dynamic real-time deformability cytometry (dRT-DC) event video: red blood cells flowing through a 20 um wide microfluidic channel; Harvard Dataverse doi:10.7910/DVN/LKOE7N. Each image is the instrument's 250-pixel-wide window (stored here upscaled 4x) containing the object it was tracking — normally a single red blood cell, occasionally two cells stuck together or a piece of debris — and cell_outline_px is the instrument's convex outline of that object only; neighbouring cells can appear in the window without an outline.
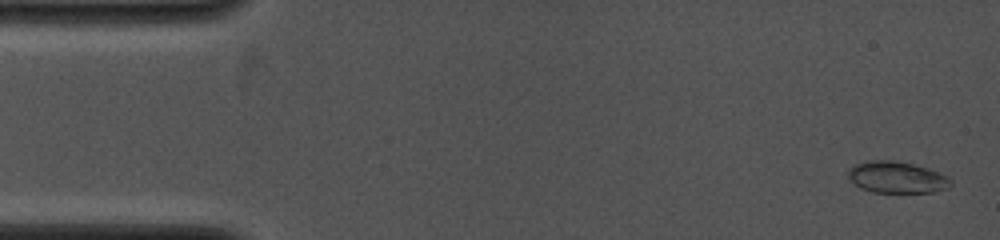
{"species": "common noctule bat (a hibernating species)", "species_latin": "Nyctalus noctula", "temperature_condition": "cold", "stored_images_in_passage": 18, "camera_frame_rate_fps": 4000, "um_per_image_px": 0.085, "animal": {"sex": "female", "body_mass_g": 19.0, "forearm_length_mm": 53.3}, "frame": {"image": 1, "passage_image": 1, "time_ms": 0.0, "image_size_px": [1000, 240], "cell_outline_px": [[952, 184], [948, 188], [936, 192], [872, 192], [860, 188], [852, 184], [848, 176], [848, 168], [852, 164], [868, 160], [892, 160], [912, 164], [928, 168], [948, 176], [952, 180]], "centroid_in_image_um": [76.2, 15.07], "position_along_channel_um": 8.8, "area_um2": 19.19}}
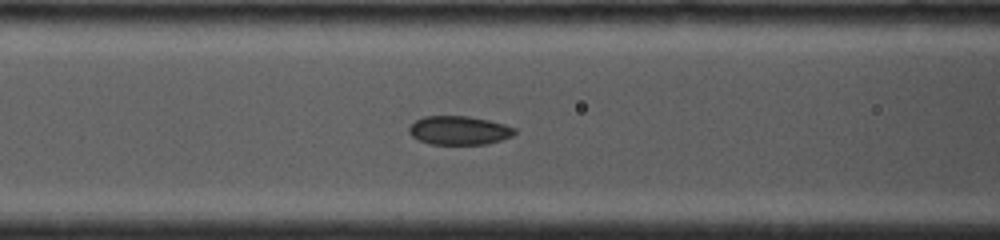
{"frame": {"image": 2, "passage_image": 15, "time_ms": 5.5, "image_size_px": [1000, 240], "cell_outline_px": [[516, 132], [512, 136], [500, 140], [484, 144], [428, 144], [412, 136], [408, 132], [408, 128], [416, 120], [424, 116], [468, 116], [488, 120], [504, 124], [516, 128]], "centroid_in_image_um": [39.01, 11.08], "position_along_channel_um": 127.6, "area_um2": 17.63}}
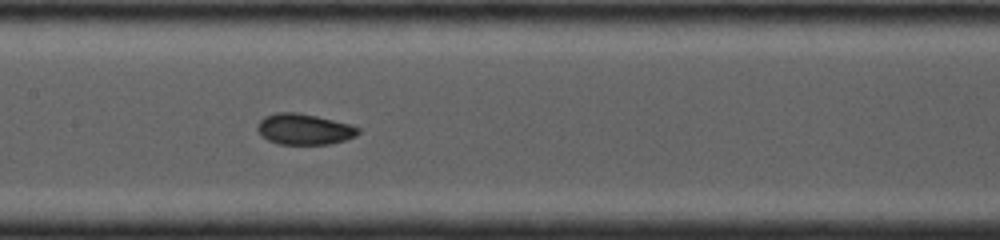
{"frame": {"image": 3, "passage_image": 18, "time_ms": 6.75, "image_size_px": [1000, 240], "cell_outline_px": [[360, 132], [356, 136], [344, 140], [328, 144], [280, 144], [268, 140], [260, 136], [256, 128], [256, 124], [264, 116], [276, 112], [296, 112], [316, 116], [352, 124], [360, 128]], "centroid_in_image_um": [25.83, 10.97], "position_along_channel_um": 181.6, "area_um2": 18.32}}